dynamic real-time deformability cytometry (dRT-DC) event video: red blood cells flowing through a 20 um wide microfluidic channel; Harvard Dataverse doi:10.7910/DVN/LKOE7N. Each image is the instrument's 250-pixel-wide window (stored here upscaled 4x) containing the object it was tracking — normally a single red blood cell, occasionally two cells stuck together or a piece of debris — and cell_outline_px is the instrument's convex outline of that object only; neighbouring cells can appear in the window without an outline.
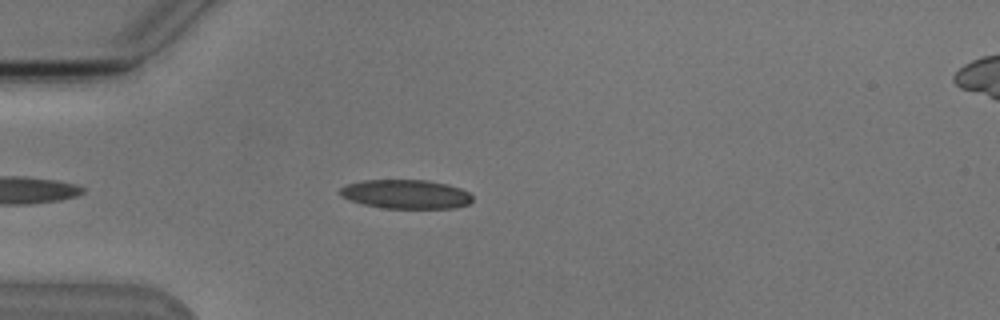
{"species": "Egyptian fruit bat (a non-hibernating species)", "species_latin": "Rousettus aegyptiacus", "temperature_condition": "cold", "stored_images_in_passage": 5, "camera_frame_rate_fps": 3000, "um_per_image_px": 0.085, "animal": {"sex": "male"}, "frame": {"image": 1, "passage_image": 5, "time_ms": 4.667, "image_size_px": [1000, 320], "cell_outline_px": [[472, 200], [468, 204], [456, 208], [384, 208], [364, 204], [340, 196], [340, 188], [348, 184], [364, 180], [428, 180], [448, 184], [460, 188], [468, 192], [472, 196]], "centroid_in_image_um": [34.53, 16.5], "position_along_channel_um": 50.5, "area_um2": 22.31}}